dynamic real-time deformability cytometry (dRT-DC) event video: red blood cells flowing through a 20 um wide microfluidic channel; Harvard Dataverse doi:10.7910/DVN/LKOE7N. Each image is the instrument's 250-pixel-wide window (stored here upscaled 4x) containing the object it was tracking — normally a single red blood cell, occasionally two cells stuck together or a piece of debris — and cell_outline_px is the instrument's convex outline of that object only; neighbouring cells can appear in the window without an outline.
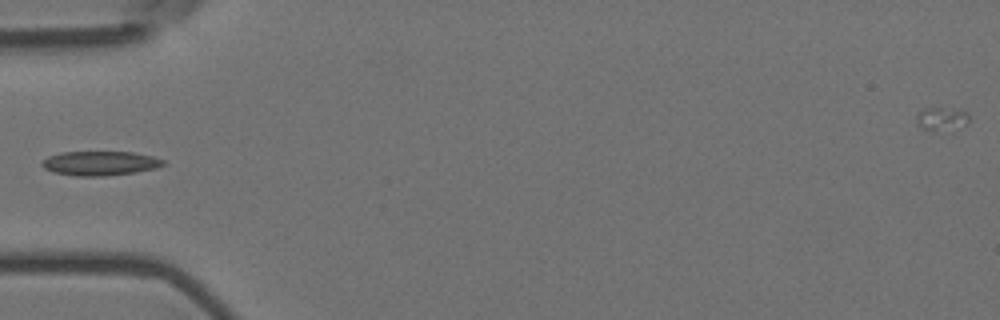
{"species": "Egyptian fruit bat (a non-hibernating species)", "species_latin": "Rousettus aegyptiacus", "temperature_condition": "room temperature", "stored_images_in_passage": 10, "camera_frame_rate_fps": 3000, "um_per_image_px": 0.085, "animal": {"sex": "female"}, "frame": {"image": 1, "passage_image": 4, "time_ms": 1.0, "image_size_px": [1000, 320], "cell_outline_px": [[164, 164], [156, 168], [136, 172], [104, 176], [76, 176], [56, 172], [44, 168], [40, 164], [48, 156], [60, 152], [132, 152], [152, 156], [164, 160]], "centroid_in_image_um": [8.5, 13.87], "position_along_channel_um": 76.5, "area_um2": 17.05}}
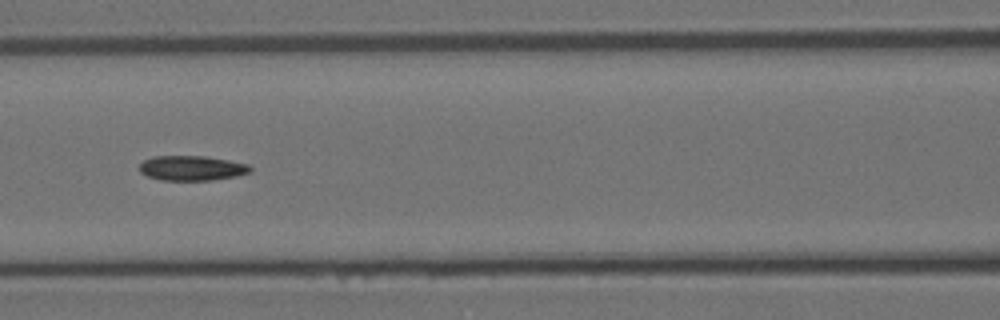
{"frame": {"image": 2, "passage_image": 6, "time_ms": 1.667, "image_size_px": [1000, 320], "cell_outline_px": [[252, 172], [236, 176], [212, 180], [160, 180], [148, 176], [140, 172], [140, 164], [144, 160], [152, 156], [204, 156], [228, 160], [248, 164], [252, 168]], "centroid_in_image_um": [16.31, 14.29], "position_along_channel_um": 150.3, "area_um2": 16.07}}
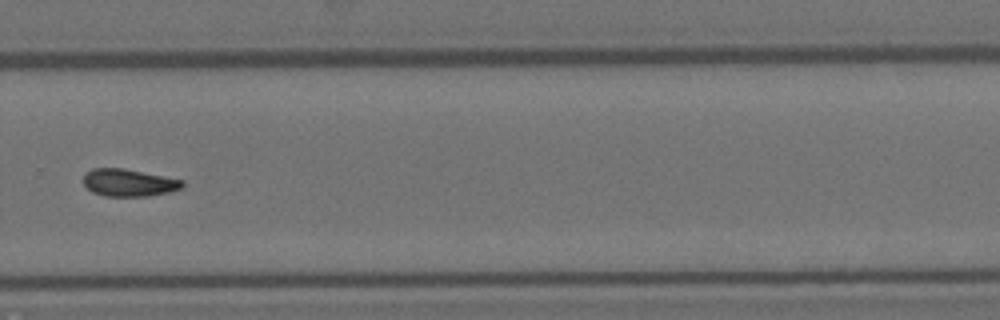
{"frame": {"image": 3, "passage_image": 10, "time_ms": 3.0, "image_size_px": [1000, 320], "cell_outline_px": [[184, 184], [180, 188], [168, 192], [148, 196], [104, 196], [92, 192], [84, 184], [84, 176], [92, 168], [124, 168], [184, 180]], "centroid_in_image_um": [10.95, 15.52], "position_along_channel_um": 318.9, "area_um2": 15.66}}